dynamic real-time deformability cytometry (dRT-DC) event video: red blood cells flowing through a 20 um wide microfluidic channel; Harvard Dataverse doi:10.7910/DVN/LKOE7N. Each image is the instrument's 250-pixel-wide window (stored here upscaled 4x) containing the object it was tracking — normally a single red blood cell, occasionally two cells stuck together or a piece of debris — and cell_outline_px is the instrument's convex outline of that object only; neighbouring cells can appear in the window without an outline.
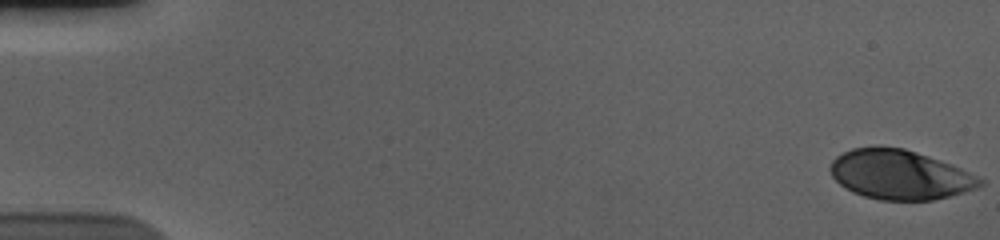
{"species": "human", "species_latin": "Homo sapiens", "temperature_condition": "cold", "stored_images_in_passage": 57, "camera_frame_rate_fps": 3000, "um_per_image_px": 0.085, "donor": {"sex": "male"}, "frame": {"image": 1, "passage_image": 1, "time_ms": 0.0, "image_size_px": [1000, 240], "cell_outline_px": [[984, 184], [976, 188], [964, 192], [932, 200], [880, 200], [864, 196], [852, 192], [840, 184], [832, 176], [828, 168], [832, 160], [836, 156], [852, 148], [876, 144], [880, 144], [904, 148], [952, 164], [984, 180]], "centroid_in_image_um": [76.44, 14.82], "position_along_channel_um": 8.6, "area_um2": 43.52}}
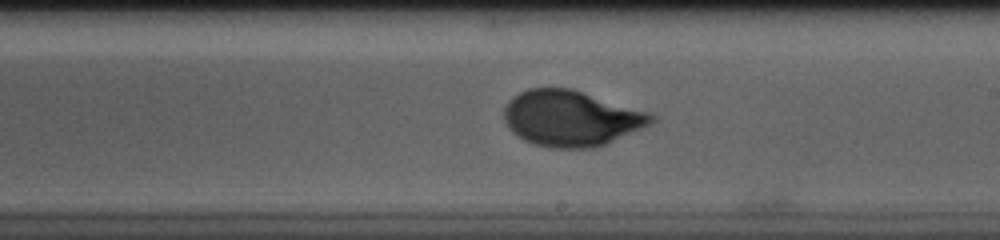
{"frame": {"image": 2, "passage_image": 34, "time_ms": 11.0, "image_size_px": [1000, 240], "cell_outline_px": [[656, 120], [640, 128], [604, 144], [592, 148], [552, 148], [536, 144], [524, 140], [516, 136], [508, 128], [504, 120], [504, 108], [508, 100], [512, 96], [528, 88], [572, 88], [648, 112], [656, 116]], "centroid_in_image_um": [48.48, 10.04], "position_along_channel_um": 240.5, "area_um2": 47.57}}
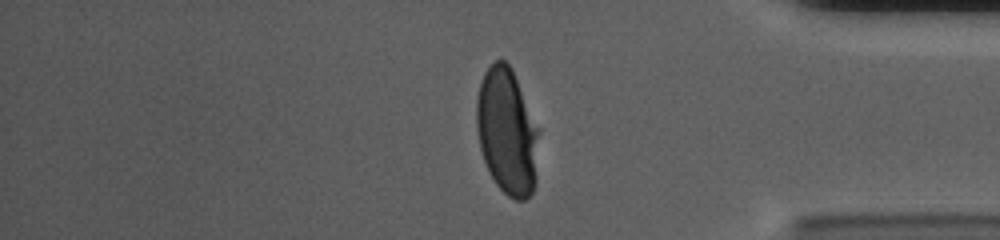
{"frame": {"image": 3, "passage_image": 48, "time_ms": 15.667, "image_size_px": [1000, 240], "cell_outline_px": [[540, 132], [536, 184], [532, 192], [524, 200], [516, 200], [508, 196], [496, 184], [484, 160], [480, 148], [476, 128], [476, 96], [484, 72], [496, 60], [504, 60], [512, 68], [540, 128]], "centroid_in_image_um": [43.13, 11.17], "position_along_channel_um": 392.1, "area_um2": 46.59}, "authors_computed_cell_mechanics": {"area_um2": 46.3556, "velocity_mm_per_s": 3.6607, "shape_relaxation_time_tau1_ms": 3.7334, "shape_relaxation_time_tau2_ms": null, "deformation_change_tau1": 0.1855, "deformation_change_tau2": null}}